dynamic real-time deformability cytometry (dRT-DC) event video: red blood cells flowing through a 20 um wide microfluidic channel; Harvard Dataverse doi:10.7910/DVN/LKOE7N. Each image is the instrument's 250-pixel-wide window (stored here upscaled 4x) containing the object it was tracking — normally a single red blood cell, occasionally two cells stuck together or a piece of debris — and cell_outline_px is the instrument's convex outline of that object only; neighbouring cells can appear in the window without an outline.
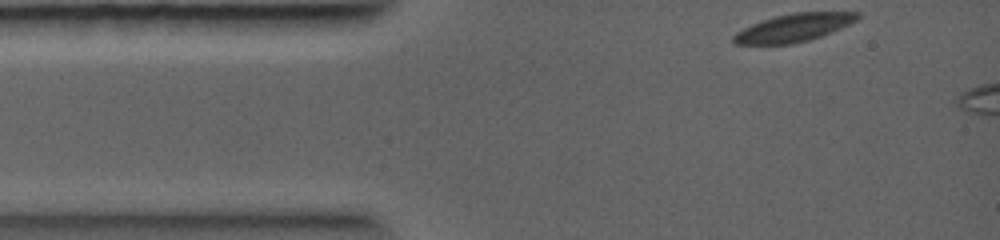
{"species": "common noctule bat (a hibernating species)", "species_latin": "Nyctalus noctula", "temperature_condition": "warm", "stored_images_in_passage": 6, "camera_frame_rate_fps": 5000, "um_per_image_px": 0.085, "animal": {"sex": "female", "body_mass_g": 19.0, "forearm_length_mm": 56.7}, "frame": {"image": 1, "passage_image": 1, "time_ms": 0.0, "image_size_px": [1000, 240], "cell_outline_px": [[860, 16], [856, 20], [840, 28], [820, 36], [808, 40], [792, 44], [736, 44], [732, 40], [732, 36], [736, 32], [752, 24], [776, 16], [792, 12], [860, 12]], "centroid_in_image_um": [67.45, 2.35], "position_along_channel_um": 17.6, "area_um2": 19.88}}